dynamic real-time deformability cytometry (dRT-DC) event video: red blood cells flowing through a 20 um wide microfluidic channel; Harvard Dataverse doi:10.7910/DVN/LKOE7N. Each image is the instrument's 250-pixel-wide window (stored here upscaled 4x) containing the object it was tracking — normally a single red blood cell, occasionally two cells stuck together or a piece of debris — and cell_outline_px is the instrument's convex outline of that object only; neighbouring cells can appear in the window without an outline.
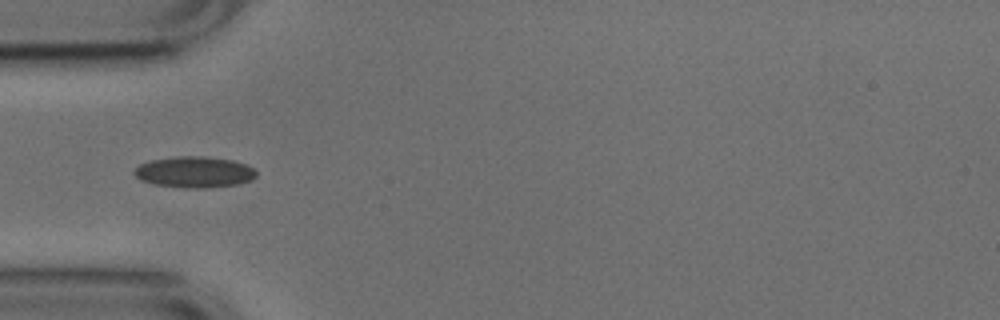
{"species": "common noctule bat (a hibernating species)", "species_latin": "Nyctalus noctula", "temperature_condition": "cold", "stored_images_in_passage": 6, "camera_frame_rate_fps": 3000, "um_per_image_px": 0.085, "animal": {"sex": "male", "body_mass_g": 17.9, "forearm_length_mm": 54.2}, "frame": {"image": 1, "passage_image": 1, "time_ms": 0.0, "image_size_px": [1000, 320], "cell_outline_px": [[256, 176], [252, 180], [236, 184], [204, 188], [184, 188], [156, 184], [140, 180], [132, 172], [140, 164], [152, 160], [180, 156], [204, 156], [232, 160], [244, 164], [252, 168], [256, 172]], "centroid_in_image_um": [16.51, 14.63], "position_along_channel_um": 68.5, "area_um2": 21.91}}